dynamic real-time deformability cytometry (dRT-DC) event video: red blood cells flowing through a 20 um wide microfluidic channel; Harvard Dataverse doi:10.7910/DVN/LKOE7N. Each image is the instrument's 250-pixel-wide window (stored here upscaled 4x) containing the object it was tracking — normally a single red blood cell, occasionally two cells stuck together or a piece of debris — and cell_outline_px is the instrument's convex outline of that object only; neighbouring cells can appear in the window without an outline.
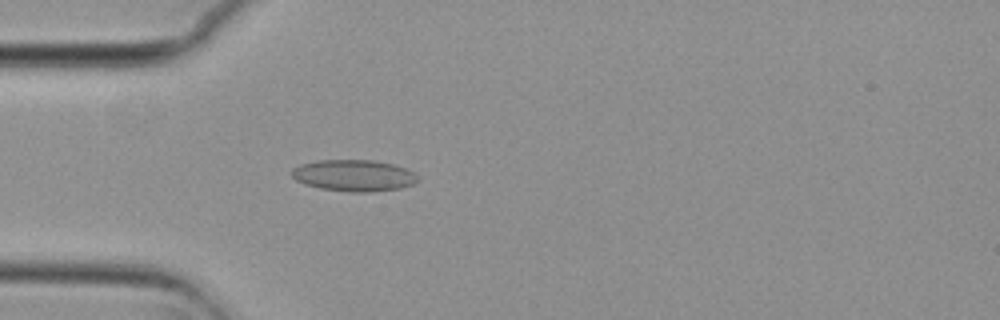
{"species": "common noctule bat (a hibernating species)", "species_latin": "Nyctalus noctula", "temperature_condition": "cold", "stored_images_in_passage": 46, "camera_frame_rate_fps": 3000, "um_per_image_px": 0.085, "animal": {"sex": "female", "body_mass_g": 29.2, "forearm_length_mm": 56.3}, "frame": {"image": 1, "passage_image": 7, "time_ms": 2.0, "image_size_px": [1000, 320], "cell_outline_px": [[420, 180], [412, 184], [400, 188], [372, 192], [352, 192], [320, 188], [304, 184], [296, 180], [288, 172], [292, 168], [300, 164], [316, 160], [372, 160], [392, 164], [404, 168], [420, 176]], "centroid_in_image_um": [30.04, 14.91], "position_along_channel_um": 55.0, "area_um2": 23.29}}
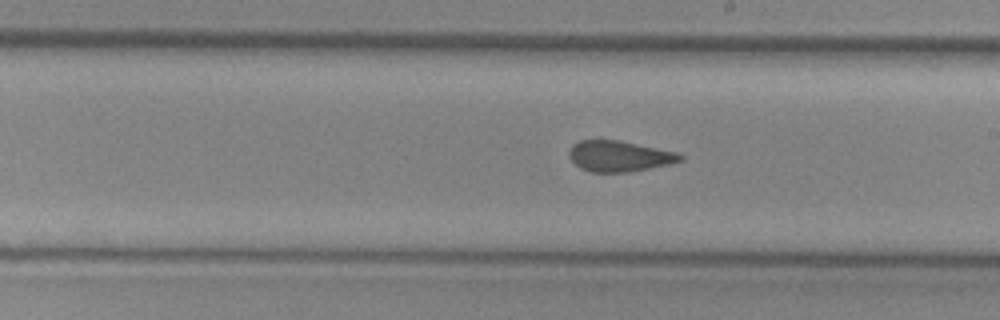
{"frame": {"image": 2, "passage_image": 22, "time_ms": 7.0, "image_size_px": [1000, 320], "cell_outline_px": [[684, 160], [672, 164], [628, 172], [592, 172], [580, 168], [568, 156], [568, 152], [572, 144], [580, 140], [620, 140], [680, 152], [684, 156]], "centroid_in_image_um": [52.69, 13.27], "position_along_channel_um": 236.3, "area_um2": 20.29}}
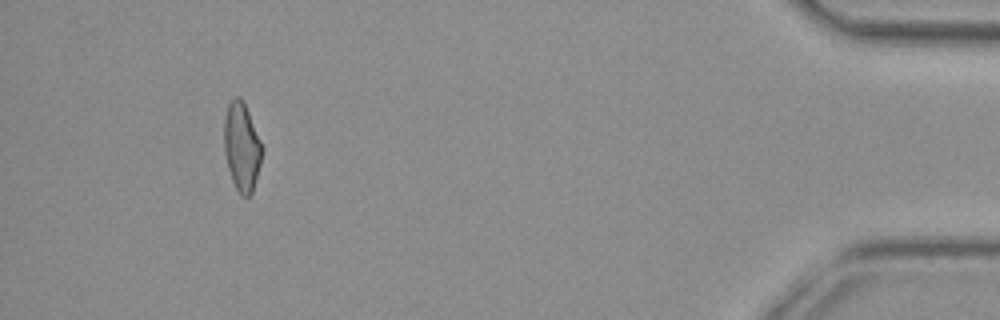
{"frame": {"image": 3, "passage_image": 42, "time_ms": 13.667, "image_size_px": [1000, 320], "cell_outline_px": [[264, 148], [260, 164], [252, 192], [248, 196], [240, 196], [232, 180], [228, 168], [224, 152], [224, 120], [228, 104], [232, 96], [240, 96], [244, 100]], "centroid_in_image_um": [20.55, 12.42], "position_along_channel_um": 414.7, "area_um2": 19.83}, "authors_computed_cell_mechanics": {"area_um2": 20.6057, "velocity_mm_per_s": 3.7496, "shape_relaxation_time_tau1_ms": null, "shape_relaxation_time_tau2_ms": 1.4356, "deformation_change_tau1": null, "deformation_change_tau2": 0.0949}}